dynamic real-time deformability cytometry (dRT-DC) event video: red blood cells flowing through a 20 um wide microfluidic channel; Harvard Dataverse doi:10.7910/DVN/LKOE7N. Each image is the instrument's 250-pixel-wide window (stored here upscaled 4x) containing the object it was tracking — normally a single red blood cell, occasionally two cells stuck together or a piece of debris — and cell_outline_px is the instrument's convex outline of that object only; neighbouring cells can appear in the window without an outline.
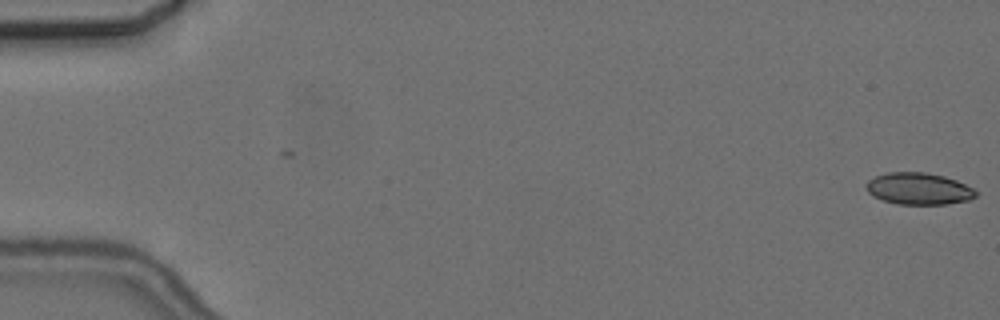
{"species": "common noctule bat (a hibernating species)", "species_latin": "Nyctalus noctula", "temperature_condition": "cold", "stored_images_in_passage": 57, "camera_frame_rate_fps": 3000, "um_per_image_px": 0.085, "animal": {"sex": "female", "body_mass_g": 24.6, "forearm_length_mm": 56.2}, "frame": {"image": 1, "passage_image": 1, "time_ms": 0.0, "image_size_px": [1000, 320], "cell_outline_px": [[976, 196], [968, 200], [948, 204], [896, 204], [872, 196], [868, 192], [864, 184], [868, 180], [876, 176], [888, 172], [924, 172], [944, 176], [956, 180], [972, 188], [976, 192]], "centroid_in_image_um": [78.05, 16.04], "position_along_channel_um": 6.9, "area_um2": 20.29}}
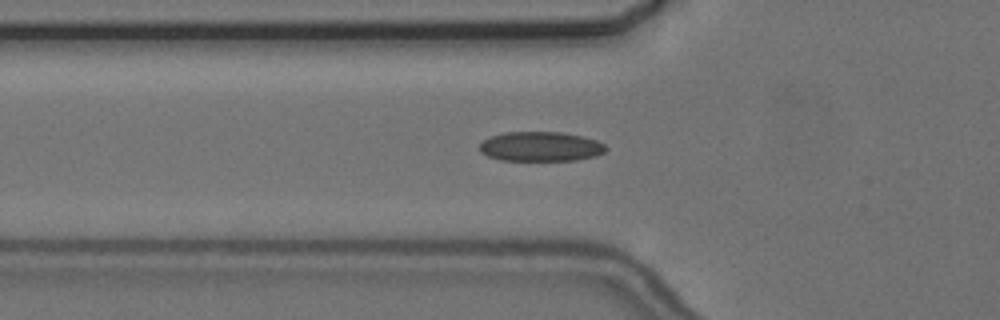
{"frame": {"image": 2, "passage_image": 20, "time_ms": 6.333, "image_size_px": [1000, 320], "cell_outline_px": [[608, 148], [604, 152], [596, 156], [576, 160], [500, 160], [488, 156], [480, 152], [480, 144], [488, 136], [504, 132], [560, 132], [584, 136], [596, 140], [604, 144]], "centroid_in_image_um": [45.95, 12.45], "position_along_channel_um": 79.8, "area_um2": 21.91}}
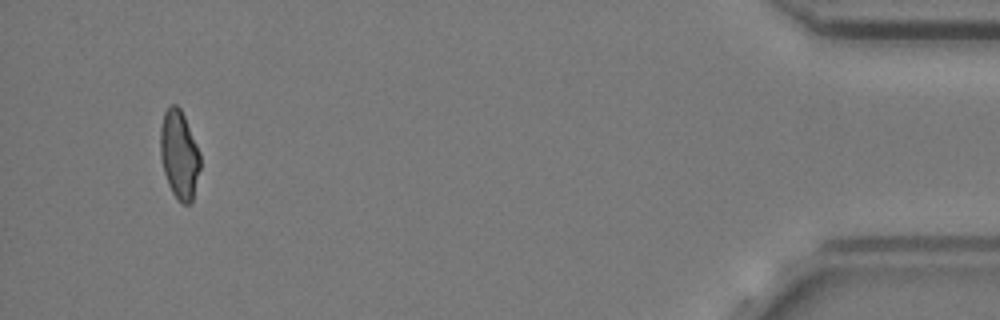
{"frame": {"image": 3, "passage_image": 54, "time_ms": 17.667, "image_size_px": [1000, 320], "cell_outline_px": [[200, 168], [192, 200], [188, 204], [184, 204], [172, 192], [168, 184], [164, 172], [160, 156], [160, 128], [164, 112], [172, 104], [176, 104], [180, 108], [184, 116], [200, 152]], "centroid_in_image_um": [15.22, 13.12], "position_along_channel_um": 420.0, "area_um2": 20.35}, "authors_computed_cell_mechanics": {"area_um2": 21.0392, "velocity_mm_per_s": 3.6705, "shape_relaxation_time_tau1_ms": 7.8366, "shape_relaxation_time_tau2_ms": 2.4291, "deformation_change_tau1": 0.1658, "deformation_change_tau2": 0.074}}